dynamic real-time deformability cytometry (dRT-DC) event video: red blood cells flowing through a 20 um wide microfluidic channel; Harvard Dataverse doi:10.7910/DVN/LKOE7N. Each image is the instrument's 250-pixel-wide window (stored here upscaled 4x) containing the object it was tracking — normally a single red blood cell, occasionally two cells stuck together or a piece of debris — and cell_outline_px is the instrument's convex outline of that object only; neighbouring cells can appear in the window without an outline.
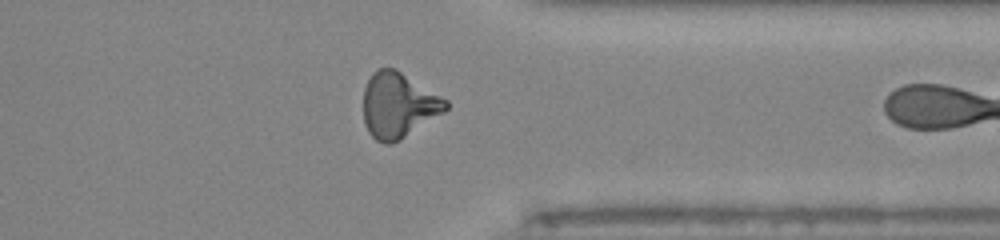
{"species": "human", "species_latin": "Homo sapiens", "temperature_condition": "room temperature", "stored_images_in_passage": 39, "camera_frame_rate_fps": 3000, "um_per_image_px": 0.085, "donor": {"sex": "male"}, "frame": {"image": 1, "passage_image": 38, "time_ms": 12.333, "image_size_px": [1000, 240], "cell_outline_px": [[448, 108], [444, 112], [400, 140], [392, 144], [384, 144], [376, 140], [368, 132], [364, 124], [364, 88], [372, 72], [380, 68], [396, 68], [448, 100]], "centroid_in_image_um": [33.85, 8.95], "position_along_channel_um": 377.5, "area_um2": 31.44}}